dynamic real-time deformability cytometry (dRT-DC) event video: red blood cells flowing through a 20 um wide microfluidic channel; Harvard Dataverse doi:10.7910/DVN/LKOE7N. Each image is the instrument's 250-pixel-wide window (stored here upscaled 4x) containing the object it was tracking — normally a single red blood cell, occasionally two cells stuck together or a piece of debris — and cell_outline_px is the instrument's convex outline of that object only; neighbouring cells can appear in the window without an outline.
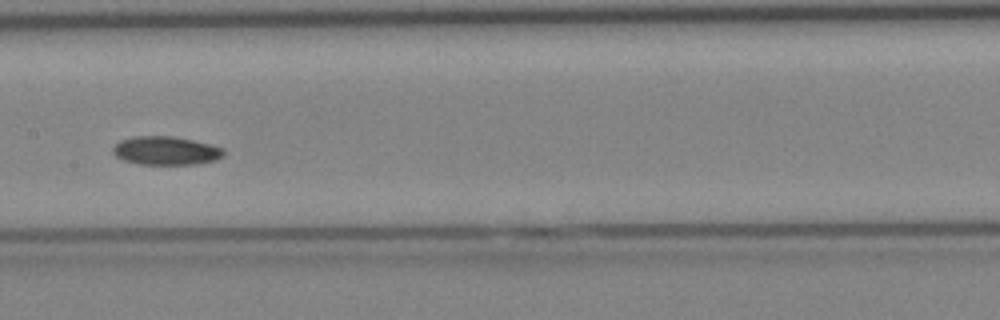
{"species": "Egyptian fruit bat (a non-hibernating species)", "species_latin": "Rousettus aegyptiacus", "temperature_condition": "cold", "stored_images_in_passage": 30, "camera_frame_rate_fps": 3000, "um_per_image_px": 0.085, "animal": {"sex": "female"}, "frame": {"image": 1, "passage_image": 9, "time_ms": 2.667, "image_size_px": [1000, 320], "cell_outline_px": [[224, 156], [216, 160], [196, 164], [140, 164], [124, 160], [116, 156], [112, 152], [112, 148], [120, 140], [136, 136], [172, 136], [212, 144], [224, 148]], "centroid_in_image_um": [14.12, 12.8], "position_along_channel_um": 193.3, "area_um2": 18.44}}